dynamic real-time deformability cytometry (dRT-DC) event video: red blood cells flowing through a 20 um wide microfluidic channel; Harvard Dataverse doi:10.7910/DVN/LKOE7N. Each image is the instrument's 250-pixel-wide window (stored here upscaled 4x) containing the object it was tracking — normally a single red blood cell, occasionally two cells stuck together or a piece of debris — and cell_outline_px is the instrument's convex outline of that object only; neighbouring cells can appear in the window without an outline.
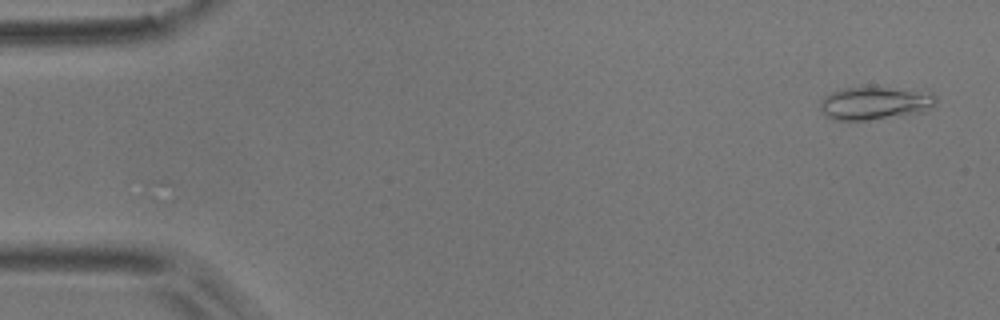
{"species": "common noctule bat (a hibernating species)", "species_latin": "Nyctalus noctula", "temperature_condition": "room temperature", "stored_images_in_passage": 52, "camera_frame_rate_fps": 3000, "um_per_image_px": 0.085, "animal": {"sex": "male", "body_mass_g": 17.9}, "frame": {"image": 1, "passage_image": 3, "time_ms": 0.667, "image_size_px": [1000, 320], "cell_outline_px": [[936, 104], [924, 112], [868, 120], [832, 120], [824, 116], [820, 108], [820, 100], [824, 96], [832, 92], [844, 88], [888, 88], [932, 92], [936, 96]], "centroid_in_image_um": [74.35, 8.78], "position_along_channel_um": 10.7, "area_um2": 22.2}}
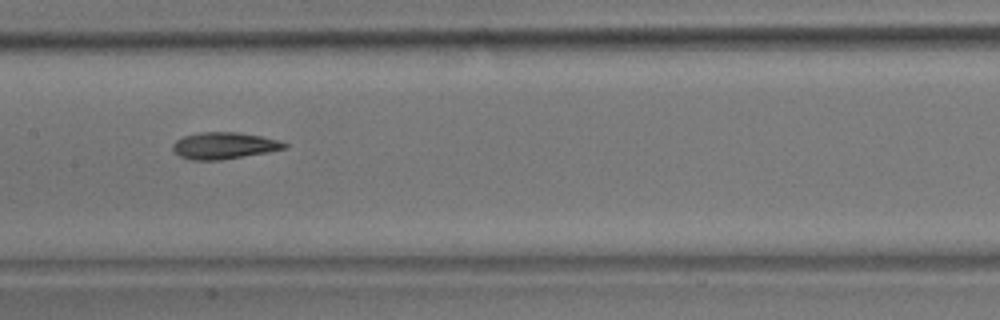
{"frame": {"image": 2, "passage_image": 27, "time_ms": 8.667, "image_size_px": [1000, 320], "cell_outline_px": [[288, 148], [268, 152], [220, 160], [188, 160], [180, 156], [172, 148], [172, 144], [176, 140], [184, 136], [200, 132], [236, 132], [260, 136], [276, 140], [288, 144]], "centroid_in_image_um": [19.02, 12.38], "position_along_channel_um": 188.4, "area_um2": 17.28}}
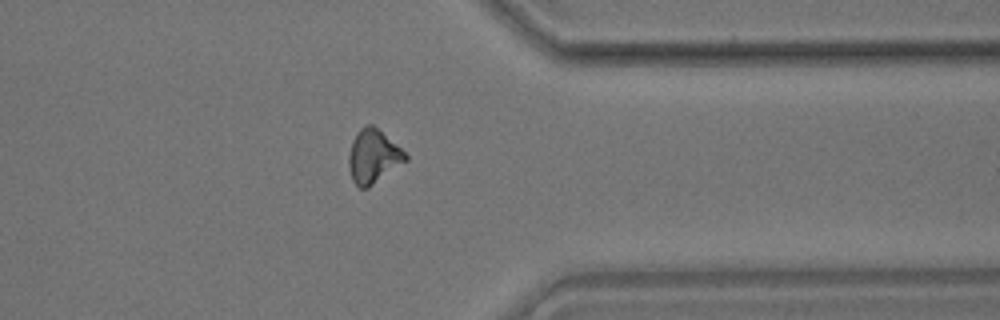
{"frame": {"image": 3, "passage_image": 43, "time_ms": 14.0, "image_size_px": [1000, 320], "cell_outline_px": [[408, 160], [368, 188], [360, 188], [352, 180], [348, 164], [348, 156], [352, 140], [356, 132], [360, 128], [368, 124], [372, 124], [400, 148], [408, 156]], "centroid_in_image_um": [31.7, 13.3], "position_along_channel_um": 379.7, "area_um2": 17.63}, "authors_computed_cell_mechanics": {"area_um2": 17.34, "velocity_mm_per_s": 3.7362, "shape_relaxation_time_tau1_ms": 6.6746, "shape_relaxation_time_tau2_ms": 6.6924, "deformation_change_tau1": 0.2039, "deformation_change_tau2": 0.1523}}